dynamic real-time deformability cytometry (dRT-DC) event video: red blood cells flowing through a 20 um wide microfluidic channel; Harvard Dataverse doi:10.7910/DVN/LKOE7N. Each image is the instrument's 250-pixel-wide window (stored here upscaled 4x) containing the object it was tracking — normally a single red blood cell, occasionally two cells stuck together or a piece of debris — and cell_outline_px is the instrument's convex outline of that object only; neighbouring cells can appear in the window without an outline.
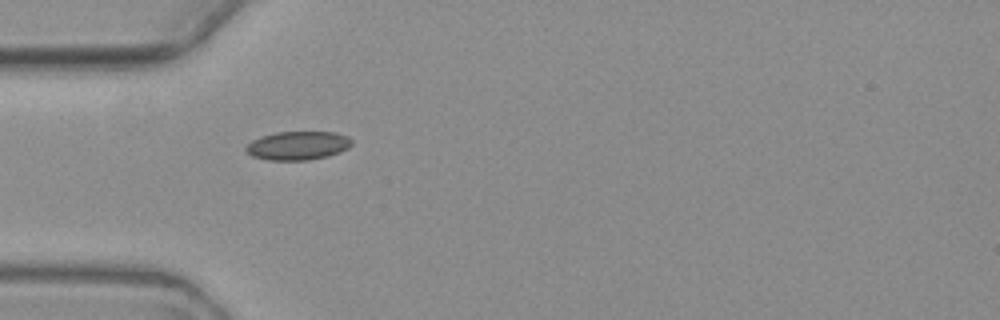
{"species": "common noctule bat (a hibernating species)", "species_latin": "Nyctalus noctula", "temperature_condition": "warm", "stored_images_in_passage": 7, "camera_frame_rate_fps": 3000, "um_per_image_px": 0.085, "animal": {"sex": "female", "body_mass_g": 19.3, "forearm_length_mm": 54.1}, "frame": {"image": 1, "passage_image": 5, "time_ms": 5.0, "image_size_px": [1000, 320], "cell_outline_px": [[352, 144], [348, 148], [340, 152], [328, 156], [308, 160], [268, 160], [252, 156], [244, 148], [252, 140], [260, 136], [276, 132], [336, 132], [348, 136], [352, 140]], "centroid_in_image_um": [25.33, 12.37], "position_along_channel_um": 59.7, "area_um2": 17.74}}
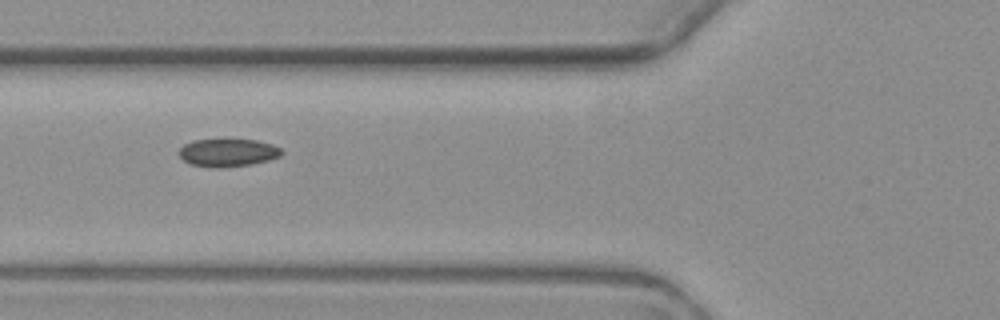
{"frame": {"image": 2, "passage_image": 6, "time_ms": 6.333, "image_size_px": [1000, 320], "cell_outline_px": [[284, 152], [280, 156], [268, 160], [252, 164], [220, 168], [216, 168], [192, 164], [184, 160], [180, 156], [180, 148], [184, 144], [192, 140], [256, 140], [272, 144], [280, 148]], "centroid_in_image_um": [19.39, 12.98], "position_along_channel_um": 106.4, "area_um2": 16.47}}
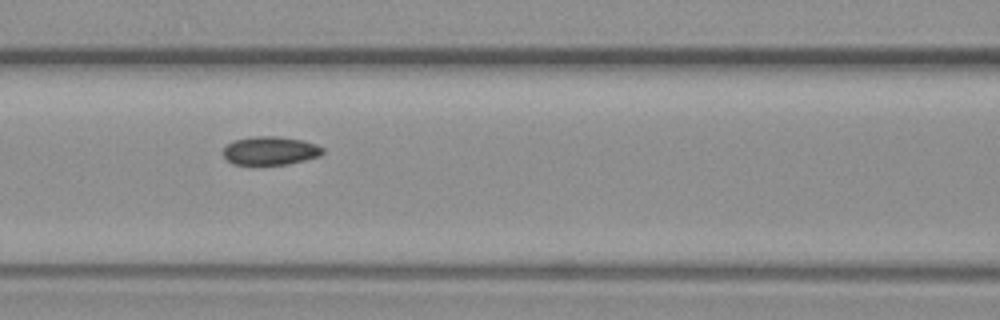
{"frame": {"image": 3, "passage_image": 7, "time_ms": 7.333, "image_size_px": [1000, 320], "cell_outline_px": [[324, 152], [320, 156], [288, 164], [232, 164], [224, 156], [224, 148], [232, 140], [256, 136], [276, 136], [304, 140], [316, 144], [324, 148]], "centroid_in_image_um": [23.0, 12.8], "position_along_channel_um": 143.6, "area_um2": 16.47}}